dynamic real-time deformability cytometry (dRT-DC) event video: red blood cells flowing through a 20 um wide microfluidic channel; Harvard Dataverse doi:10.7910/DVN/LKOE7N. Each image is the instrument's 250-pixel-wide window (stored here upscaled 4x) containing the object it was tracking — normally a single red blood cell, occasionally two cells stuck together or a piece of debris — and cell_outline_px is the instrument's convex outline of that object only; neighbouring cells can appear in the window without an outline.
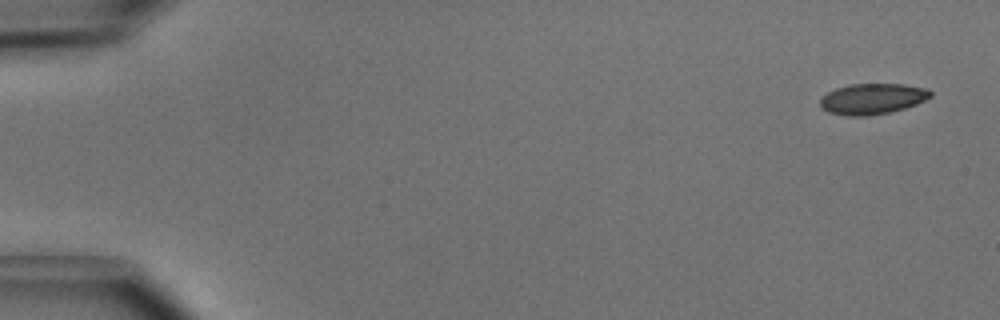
{"species": "common noctule bat (a hibernating species)", "species_latin": "Nyctalus noctula", "temperature_condition": "cold", "stored_images_in_passage": 5, "camera_frame_rate_fps": 3000, "um_per_image_px": 0.085, "animal": {"sex": "male", "body_mass_g": 15.6}, "frame": {"image": 1, "passage_image": 1, "time_ms": 0.0, "image_size_px": [1000, 320], "cell_outline_px": [[932, 96], [916, 104], [904, 108], [888, 112], [868, 116], [848, 116], [828, 112], [820, 108], [820, 96], [836, 88], [852, 84], [904, 84], [928, 88], [932, 92]], "centroid_in_image_um": [74.13, 8.4], "position_along_channel_um": 10.9, "area_um2": 19.88}}
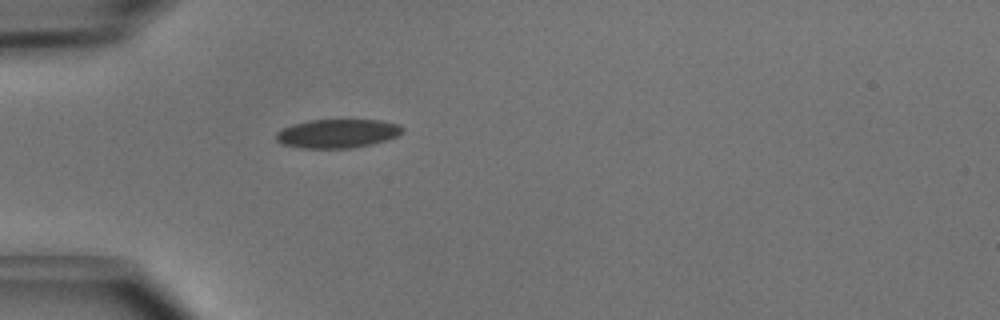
{"frame": {"image": 2, "passage_image": 5, "time_ms": 1.333, "image_size_px": [1000, 320], "cell_outline_px": [[404, 128], [396, 136], [388, 140], [352, 148], [300, 148], [280, 144], [276, 140], [276, 132], [292, 124], [308, 120], [380, 120], [400, 124]], "centroid_in_image_um": [28.66, 11.35], "position_along_channel_um": 56.3, "area_um2": 21.27}}